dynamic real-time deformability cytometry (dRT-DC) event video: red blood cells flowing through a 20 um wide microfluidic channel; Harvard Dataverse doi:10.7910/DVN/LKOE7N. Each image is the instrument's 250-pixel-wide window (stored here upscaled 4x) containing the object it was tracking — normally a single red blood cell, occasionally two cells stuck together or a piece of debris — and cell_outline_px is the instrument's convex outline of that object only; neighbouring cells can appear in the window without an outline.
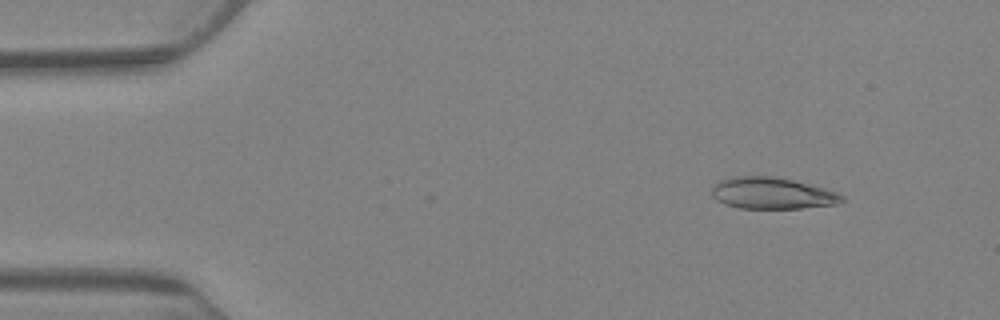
{"species": "Egyptian fruit bat (a non-hibernating species)", "species_latin": "Rousettus aegyptiacus", "temperature_condition": "warm", "stored_images_in_passage": 8, "camera_frame_rate_fps": 3000, "um_per_image_px": 0.085, "animal": {"sex": "female"}, "frame": {"image": 1, "passage_image": 1, "time_ms": 0.0, "image_size_px": [1000, 320], "cell_outline_px": [[844, 200], [840, 204], [800, 208], [740, 208], [724, 204], [716, 200], [712, 196], [712, 184], [720, 180], [732, 176], [776, 176], [824, 188], [836, 192], [844, 196]], "centroid_in_image_um": [65.6, 16.42], "position_along_channel_um": 19.4, "area_um2": 24.04}}
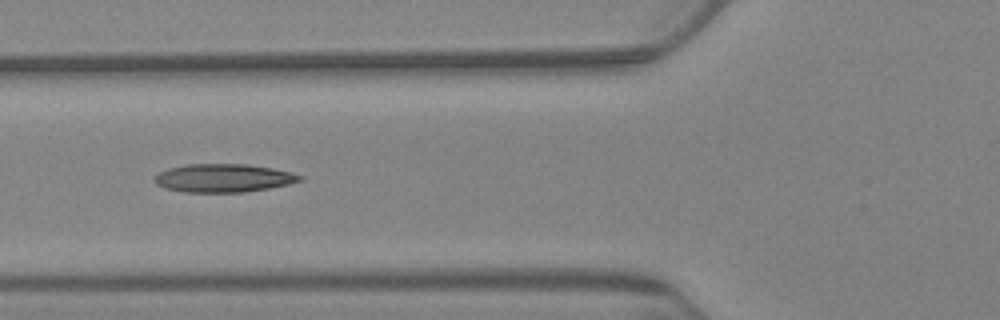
{"frame": {"image": 2, "passage_image": 6, "time_ms": 5.667, "image_size_px": [1000, 320], "cell_outline_px": [[304, 180], [288, 184], [268, 188], [244, 192], [184, 192], [164, 188], [156, 184], [152, 180], [152, 176], [168, 168], [188, 164], [248, 164], [272, 168], [292, 172], [304, 176]], "centroid_in_image_um": [18.98, 15.13], "position_along_channel_um": 106.8, "area_um2": 24.16}}
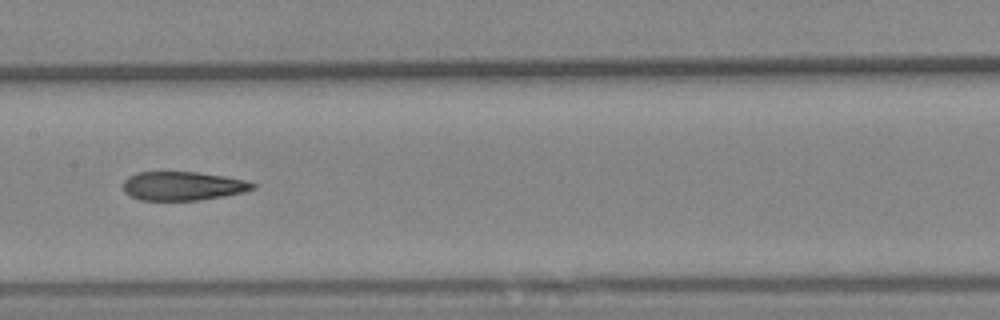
{"frame": {"image": 3, "passage_image": 8, "time_ms": 8.333, "image_size_px": [1000, 320], "cell_outline_px": [[256, 188], [244, 192], [224, 196], [196, 200], [140, 200], [124, 192], [124, 180], [128, 176], [136, 172], [200, 172], [224, 176], [244, 180], [256, 184]], "centroid_in_image_um": [15.54, 15.8], "position_along_channel_um": 191.9, "area_um2": 21.73}}